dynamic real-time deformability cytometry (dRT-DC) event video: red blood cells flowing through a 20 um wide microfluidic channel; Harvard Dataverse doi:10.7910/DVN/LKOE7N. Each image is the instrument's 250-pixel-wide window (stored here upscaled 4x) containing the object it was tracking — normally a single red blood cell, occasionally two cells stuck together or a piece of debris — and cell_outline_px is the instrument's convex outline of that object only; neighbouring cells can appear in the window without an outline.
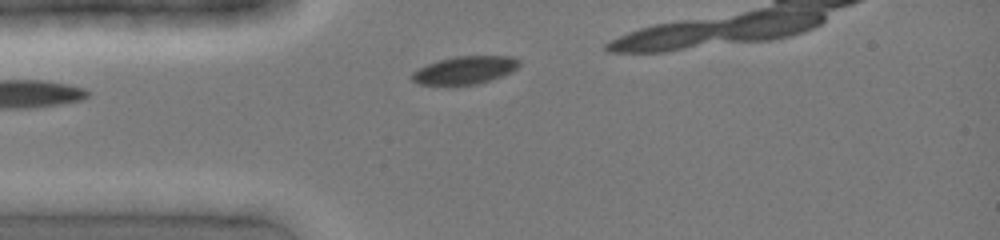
{"species": "common noctule bat (a hibernating species)", "species_latin": "Nyctalus noctula", "temperature_condition": "cold", "stored_images_in_passage": 8, "camera_frame_rate_fps": 3000, "um_per_image_px": 0.085, "animal": {"sex": "female", "body_mass_g": 19.0, "forearm_length_mm": 51.5}, "frame": {"image": 1, "passage_image": 1, "time_ms": 0.0, "image_size_px": [1000, 240], "cell_outline_px": [[520, 64], [512, 72], [476, 84], [420, 84], [412, 80], [412, 72], [428, 64], [440, 60], [456, 56], [512, 56], [520, 60]], "centroid_in_image_um": [39.55, 5.94], "position_along_channel_um": 45.5, "area_um2": 16.99}}